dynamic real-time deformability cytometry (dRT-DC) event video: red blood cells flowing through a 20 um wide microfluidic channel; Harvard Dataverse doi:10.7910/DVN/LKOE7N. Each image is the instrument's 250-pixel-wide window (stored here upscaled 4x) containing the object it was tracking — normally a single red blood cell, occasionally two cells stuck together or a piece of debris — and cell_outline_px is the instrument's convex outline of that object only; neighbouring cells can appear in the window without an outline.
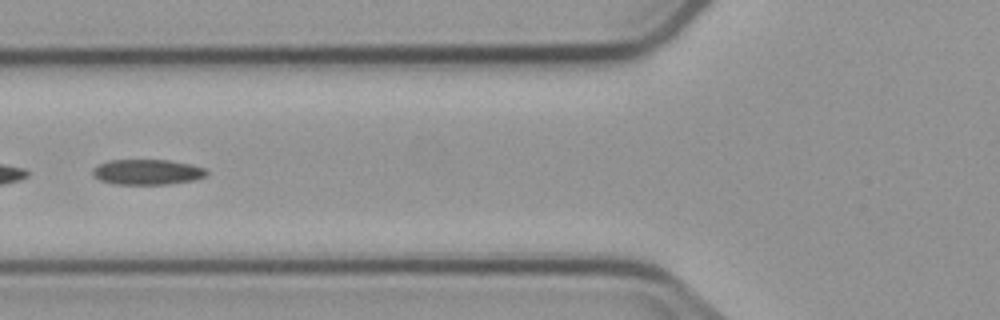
{"species": "common noctule bat (a hibernating species)", "species_latin": "Nyctalus noctula", "temperature_condition": "cold", "stored_images_in_passage": 8, "camera_frame_rate_fps": 3000, "um_per_image_px": 0.085, "animal": {"sex": "male", "body_mass_g": 23.1, "forearm_length_mm": 52.7}, "frame": {"image": 1, "passage_image": 5, "time_ms": 5.667, "image_size_px": [1000, 320], "cell_outline_px": [[208, 176], [196, 180], [168, 184], [116, 184], [100, 180], [92, 172], [92, 168], [108, 160], [168, 160], [192, 164], [204, 168], [208, 172]], "centroid_in_image_um": [12.57, 14.62], "position_along_channel_um": 113.2, "area_um2": 16.88}}
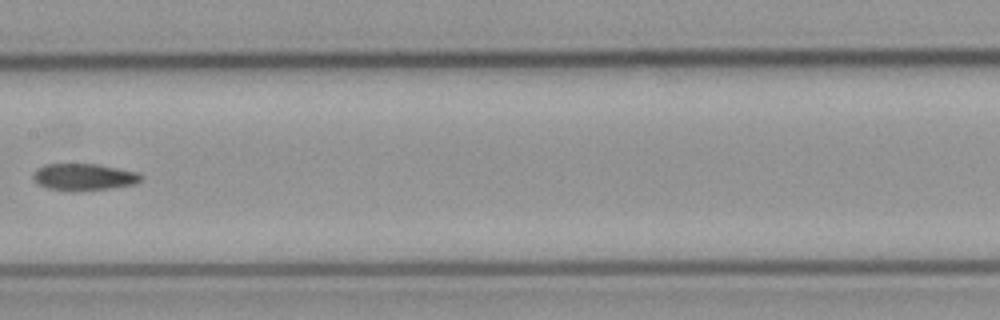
{"frame": {"image": 2, "passage_image": 7, "time_ms": 8.0, "image_size_px": [1000, 320], "cell_outline_px": [[140, 180], [136, 184], [108, 188], [76, 192], [72, 192], [48, 188], [40, 184], [32, 176], [36, 168], [44, 164], [96, 164], [140, 172]], "centroid_in_image_um": [7.12, 15.04], "position_along_channel_um": 200.3, "area_um2": 16.88}}
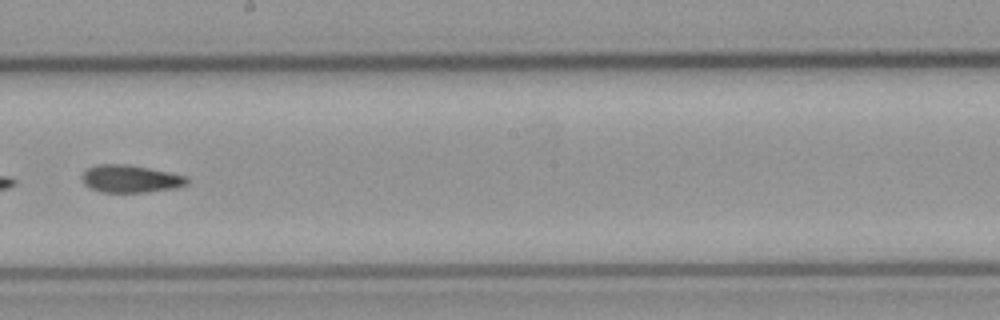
{"frame": {"image": 3, "passage_image": 8, "time_ms": 9.0, "image_size_px": [1000, 320], "cell_outline_px": [[188, 184], [176, 188], [148, 192], [100, 192], [84, 184], [80, 176], [88, 168], [96, 164], [128, 164], [188, 176]], "centroid_in_image_um": [11.09, 15.2], "position_along_channel_um": 237.1, "area_um2": 16.94}}